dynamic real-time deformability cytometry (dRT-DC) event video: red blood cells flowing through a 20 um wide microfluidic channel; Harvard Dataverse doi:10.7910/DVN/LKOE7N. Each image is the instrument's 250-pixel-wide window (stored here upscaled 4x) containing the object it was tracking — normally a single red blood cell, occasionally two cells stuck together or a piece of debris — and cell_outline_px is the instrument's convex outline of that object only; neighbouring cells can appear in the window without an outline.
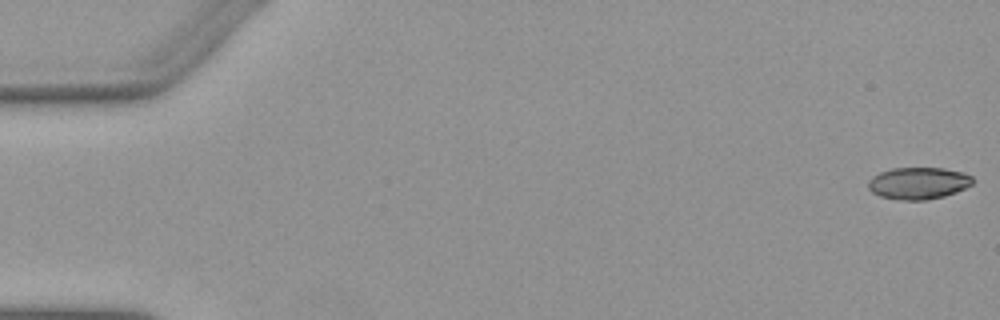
{"species": "Egyptian fruit bat (a non-hibernating species)", "species_latin": "Rousettus aegyptiacus", "temperature_condition": "warm", "stored_images_in_passage": 9, "camera_frame_rate_fps": 3000, "um_per_image_px": 0.085, "animal": {"sex": "female"}, "frame": {"image": 1, "passage_image": 1, "time_ms": 0.0, "image_size_px": [1000, 320], "cell_outline_px": [[972, 184], [956, 192], [944, 196], [924, 200], [900, 200], [880, 196], [872, 192], [868, 188], [868, 180], [872, 176], [880, 172], [892, 168], [944, 168], [964, 172], [972, 176]], "centroid_in_image_um": [78.05, 15.56], "position_along_channel_um": 7.0, "area_um2": 19.48}}